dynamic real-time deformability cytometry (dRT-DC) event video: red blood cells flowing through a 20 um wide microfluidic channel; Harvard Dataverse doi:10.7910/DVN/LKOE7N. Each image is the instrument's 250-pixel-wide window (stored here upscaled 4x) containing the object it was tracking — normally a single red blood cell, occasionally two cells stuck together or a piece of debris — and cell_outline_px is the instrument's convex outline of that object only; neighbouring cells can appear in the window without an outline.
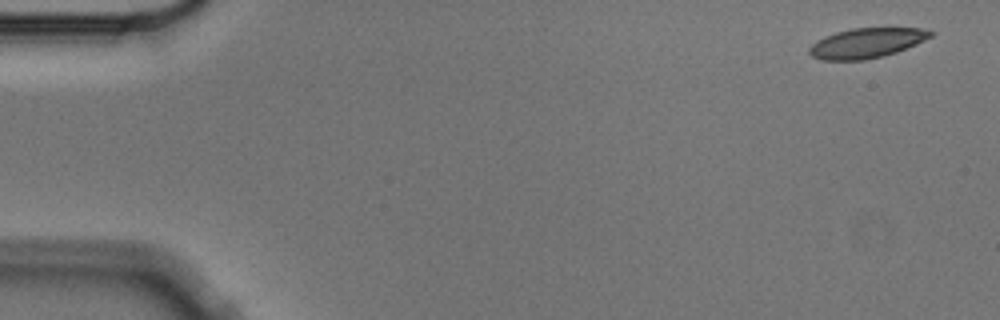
{"species": "Egyptian fruit bat (a non-hibernating species)", "species_latin": "Rousettus aegyptiacus", "temperature_condition": "cold", "stored_images_in_passage": 6, "camera_frame_rate_fps": 3000, "um_per_image_px": 0.085, "animal": {"sex": "male"}, "frame": {"image": 1, "passage_image": 1, "time_ms": 0.0, "image_size_px": [1000, 320], "cell_outline_px": [[936, 32], [932, 36], [916, 44], [896, 52], [884, 56], [864, 60], [820, 60], [812, 56], [808, 52], [808, 48], [816, 40], [824, 36], [836, 32], [852, 28], [920, 28]], "centroid_in_image_um": [73.63, 3.66], "position_along_channel_um": 11.4, "area_um2": 21.21}}
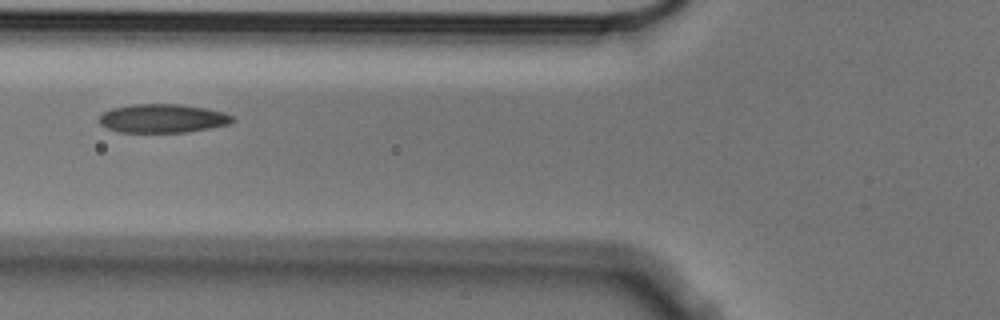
{"frame": {"image": 2, "passage_image": 5, "time_ms": 1.333, "image_size_px": [1000, 320], "cell_outline_px": [[236, 120], [228, 124], [188, 132], [120, 132], [108, 128], [100, 124], [100, 116], [104, 112], [112, 108], [128, 104], [180, 104], [204, 108], [224, 112], [232, 116]], "centroid_in_image_um": [13.82, 10.06], "position_along_channel_um": 112.0, "area_um2": 22.2}}
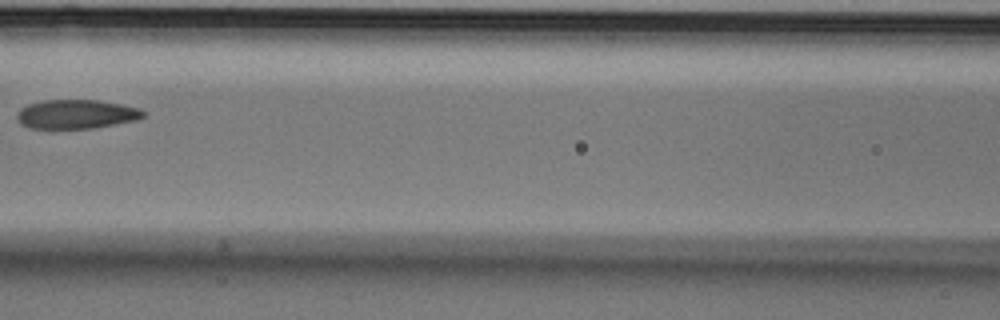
{"frame": {"image": 3, "passage_image": 6, "time_ms": 1.667, "image_size_px": [1000, 320], "cell_outline_px": [[144, 116], [136, 120], [92, 128], [32, 128], [20, 124], [16, 116], [16, 112], [20, 108], [28, 104], [44, 100], [100, 100], [140, 108], [144, 112]], "centroid_in_image_um": [6.45, 9.69], "position_along_channel_um": 160.1, "area_um2": 21.33}}